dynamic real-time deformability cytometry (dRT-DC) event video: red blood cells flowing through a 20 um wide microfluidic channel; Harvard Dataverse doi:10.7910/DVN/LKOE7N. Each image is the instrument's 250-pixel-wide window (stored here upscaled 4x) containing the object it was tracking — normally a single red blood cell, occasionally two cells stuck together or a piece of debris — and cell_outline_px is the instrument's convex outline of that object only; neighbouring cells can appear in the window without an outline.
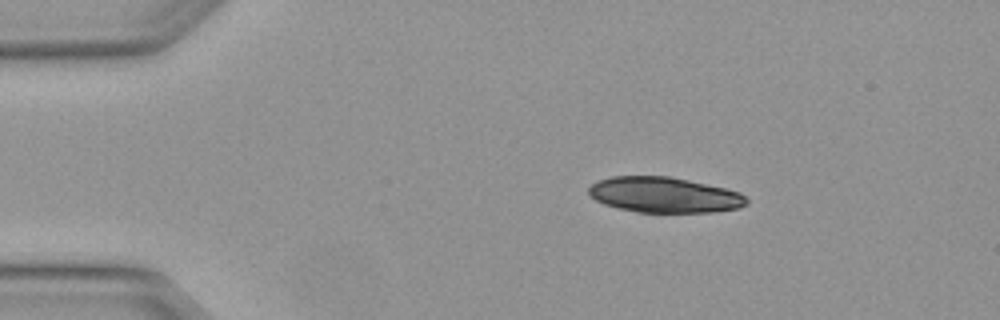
{"species": "Egyptian fruit bat (a non-hibernating species)", "species_latin": "Rousettus aegyptiacus", "temperature_condition": "warm", "stored_images_in_passage": 2, "camera_frame_rate_fps": 3000, "um_per_image_px": 0.085, "animal": {"sex": "female"}, "frame": {"image": 1, "passage_image": 2, "time_ms": 0.333, "image_size_px": [1000, 320], "cell_outline_px": [[748, 204], [740, 208], [712, 212], [636, 212], [616, 208], [604, 204], [588, 196], [588, 188], [596, 180], [612, 176], [668, 176], [728, 188], [740, 192], [748, 200]], "centroid_in_image_um": [56.45, 16.56], "position_along_channel_um": 28.6, "area_um2": 33.0}}